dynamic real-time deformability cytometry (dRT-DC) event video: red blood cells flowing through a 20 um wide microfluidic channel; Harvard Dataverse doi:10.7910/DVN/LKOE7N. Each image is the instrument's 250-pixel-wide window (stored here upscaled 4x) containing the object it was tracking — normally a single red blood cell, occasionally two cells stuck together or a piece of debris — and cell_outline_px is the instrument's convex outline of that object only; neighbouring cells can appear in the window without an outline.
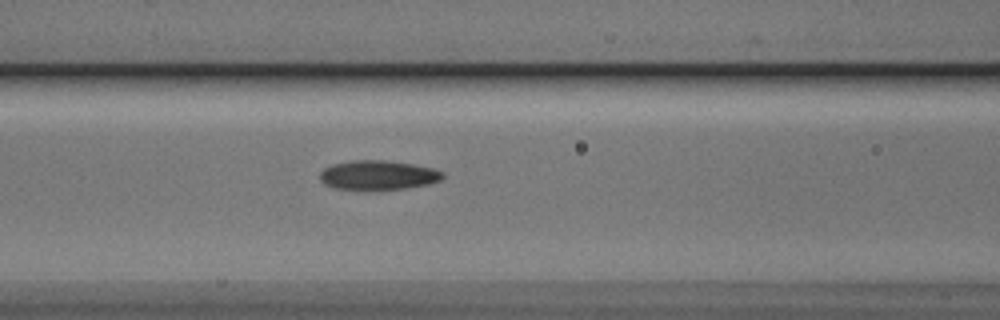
{"species": "Egyptian fruit bat (a non-hibernating species)", "species_latin": "Rousettus aegyptiacus", "temperature_condition": "cold", "stored_images_in_passage": 25, "camera_frame_rate_fps": 3000, "um_per_image_px": 0.085, "animal": {"sex": "male"}, "frame": {"image": 1, "passage_image": 14, "time_ms": 4.333, "image_size_px": [1000, 320], "cell_outline_px": [[444, 176], [440, 180], [428, 184], [408, 188], [332, 188], [324, 184], [320, 180], [320, 172], [324, 168], [332, 164], [352, 160], [384, 160], [412, 164], [432, 168], [444, 172]], "centroid_in_image_um": [32.13, 14.86], "position_along_channel_um": 134.5, "area_um2": 20.63}}
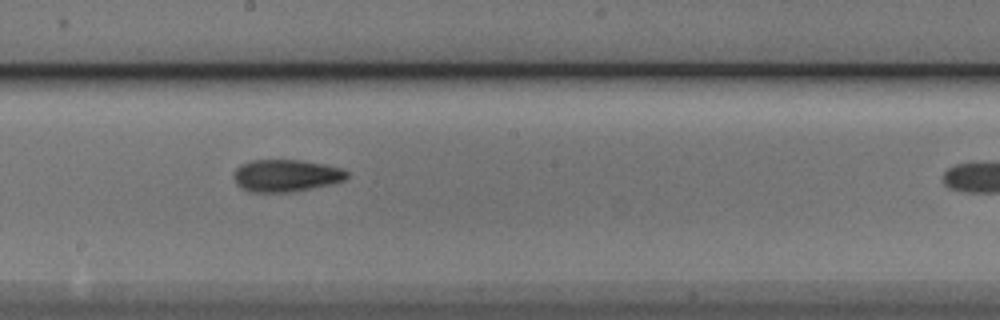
{"frame": {"image": 2, "passage_image": 21, "time_ms": 6.667, "image_size_px": [1000, 320], "cell_outline_px": [[348, 176], [344, 180], [332, 184], [292, 192], [248, 192], [236, 184], [236, 168], [240, 164], [252, 160], [300, 160], [324, 164], [340, 168], [348, 172]], "centroid_in_image_um": [24.32, 14.93], "position_along_channel_um": 223.9, "area_um2": 21.15}}
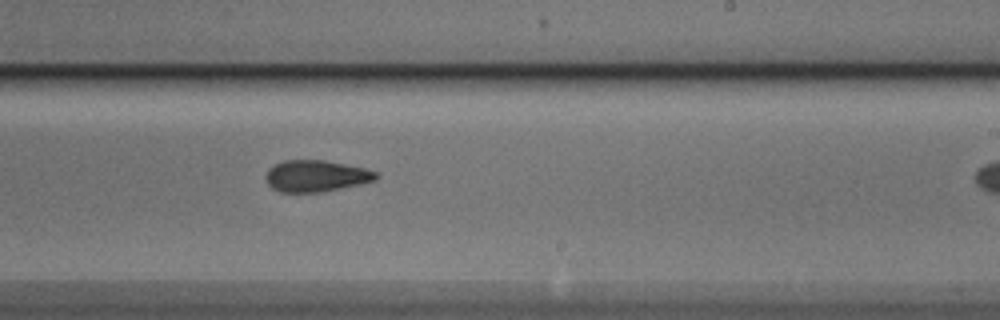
{"frame": {"image": 3, "passage_image": 24, "time_ms": 7.667, "image_size_px": [1000, 320], "cell_outline_px": [[380, 176], [376, 180], [360, 184], [320, 192], [280, 192], [272, 188], [268, 184], [264, 176], [268, 168], [284, 160], [324, 160], [364, 168], [376, 172]], "centroid_in_image_um": [26.84, 14.96], "position_along_channel_um": 262.2, "area_um2": 20.23}}